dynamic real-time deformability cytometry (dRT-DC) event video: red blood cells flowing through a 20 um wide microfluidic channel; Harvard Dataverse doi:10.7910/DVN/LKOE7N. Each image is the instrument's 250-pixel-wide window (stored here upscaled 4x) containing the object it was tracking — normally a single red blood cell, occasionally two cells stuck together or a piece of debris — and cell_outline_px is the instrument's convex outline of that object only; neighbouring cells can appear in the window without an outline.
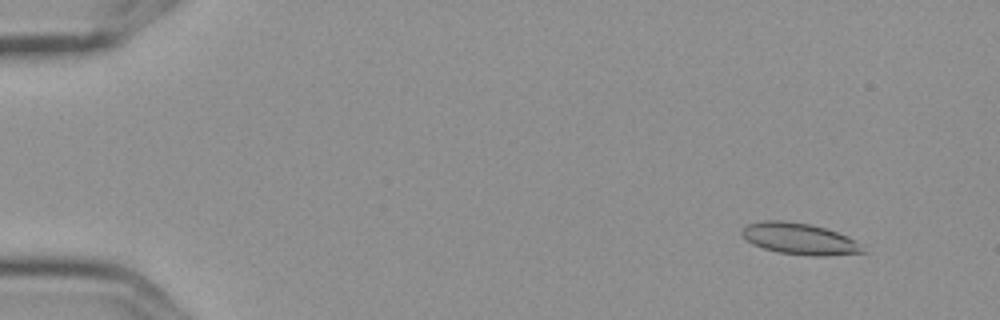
{"species": "Egyptian fruit bat (a non-hibernating species)", "species_latin": "Rousettus aegyptiacus", "temperature_condition": "cold", "stored_images_in_passage": 15, "camera_frame_rate_fps": 3000, "um_per_image_px": 0.085, "frame": {"image": 1, "passage_image": 2, "time_ms": 0.333, "image_size_px": [1000, 320], "cell_outline_px": [[868, 252], [828, 256], [812, 256], [780, 252], [764, 248], [752, 244], [740, 232], [748, 224], [764, 220], [784, 220], [808, 224], [824, 228], [848, 236], [860, 244]], "centroid_in_image_um": [67.99, 20.3], "position_along_channel_um": 17.0, "area_um2": 21.96}}
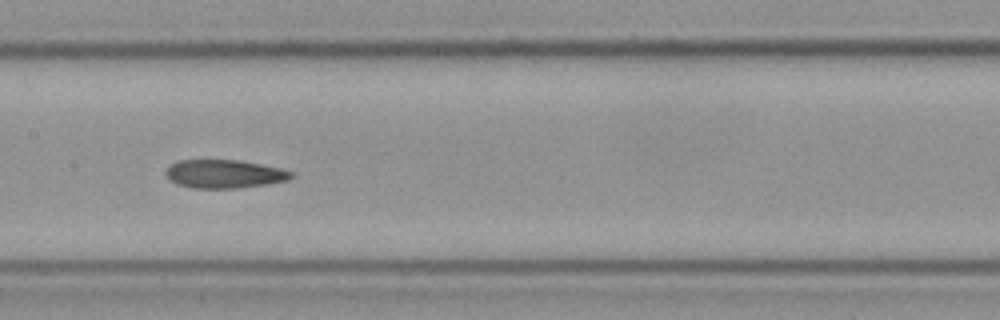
{"frame": {"image": 2, "passage_image": 8, "time_ms": 2.333, "image_size_px": [1000, 320], "cell_outline_px": [[296, 176], [288, 180], [268, 184], [236, 188], [192, 188], [176, 184], [168, 180], [164, 172], [176, 160], [240, 160], [280, 168], [292, 172]], "centroid_in_image_um": [19.05, 14.79], "position_along_channel_um": 188.3, "area_um2": 20.92}}
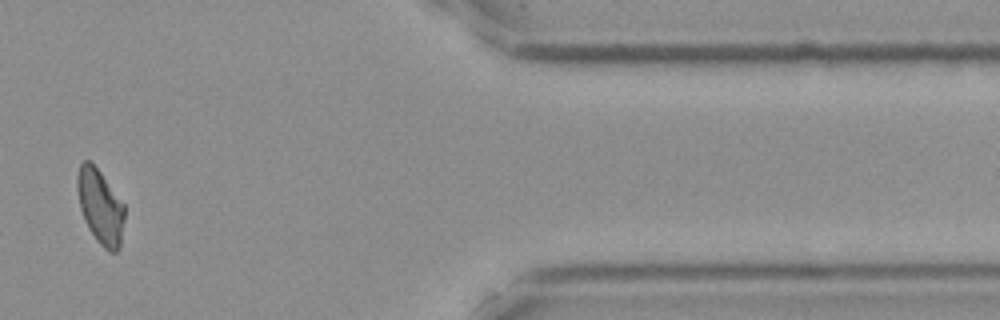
{"frame": {"image": 3, "passage_image": 13, "time_ms": 4.0, "image_size_px": [1000, 320], "cell_outline_px": [[124, 220], [120, 248], [116, 252], [108, 252], [96, 240], [88, 228], [84, 220], [80, 208], [76, 188], [76, 176], [80, 164], [84, 160], [88, 160], [100, 172], [124, 204]], "centroid_in_image_um": [8.51, 17.59], "position_along_channel_um": 402.9, "area_um2": 20.58}}